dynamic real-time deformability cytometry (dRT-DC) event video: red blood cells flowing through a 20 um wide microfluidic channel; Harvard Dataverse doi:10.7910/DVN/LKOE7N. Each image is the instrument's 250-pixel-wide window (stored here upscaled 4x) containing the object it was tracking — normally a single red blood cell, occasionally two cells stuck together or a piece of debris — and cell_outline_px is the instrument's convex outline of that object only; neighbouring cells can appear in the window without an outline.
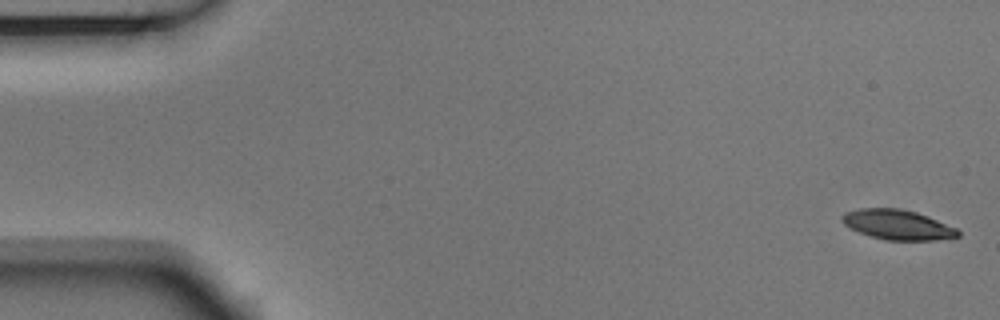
{"species": "Egyptian fruit bat (a non-hibernating species)", "species_latin": "Rousettus aegyptiacus", "temperature_condition": "room temperature", "stored_images_in_passage": 5, "segment_of_instrument_passage": [1, 2], "camera_frame_rate_fps": 3000, "um_per_image_px": 0.085, "animal": {"sex": "male"}, "frame": {"image": 1, "passage_image": 1, "time_ms": 0.0, "image_size_px": [1000, 320], "cell_outline_px": [[960, 236], [936, 240], [888, 240], [872, 236], [860, 232], [844, 224], [840, 220], [840, 216], [844, 212], [860, 208], [900, 208], [916, 212], [928, 216], [956, 228], [960, 232]], "centroid_in_image_um": [76.29, 19.09], "position_along_channel_um": 8.7, "area_um2": 20.11}}
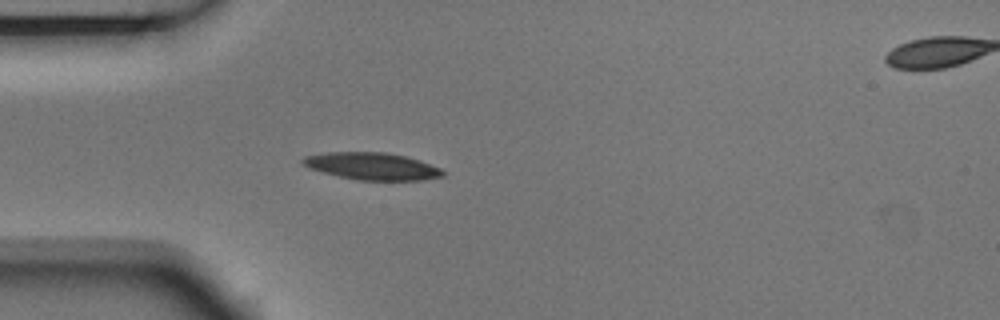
{"frame": {"image": 2, "passage_image": 4, "time_ms": 1.0, "image_size_px": [1000, 320], "cell_outline_px": [[444, 176], [424, 180], [360, 180], [340, 176], [308, 168], [300, 164], [300, 160], [304, 156], [328, 152], [384, 152], [404, 156], [420, 160], [440, 168], [444, 172]], "centroid_in_image_um": [31.6, 14.12], "position_along_channel_um": 53.4, "area_um2": 22.14}}